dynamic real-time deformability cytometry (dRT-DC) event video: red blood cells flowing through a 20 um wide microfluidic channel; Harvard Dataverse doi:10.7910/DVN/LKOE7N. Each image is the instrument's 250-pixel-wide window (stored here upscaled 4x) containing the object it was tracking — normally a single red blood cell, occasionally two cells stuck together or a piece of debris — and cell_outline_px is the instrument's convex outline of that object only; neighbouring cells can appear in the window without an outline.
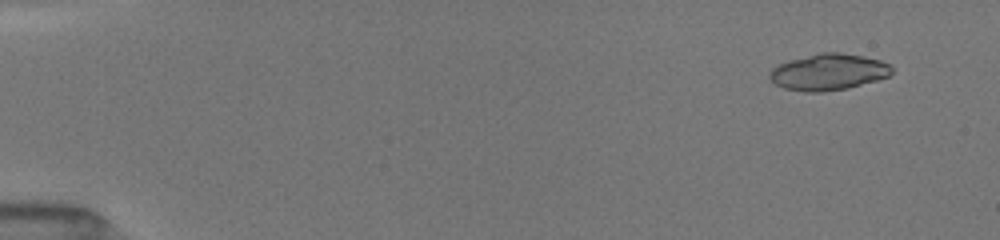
{"species": "common noctule bat (a hibernating species)", "species_latin": "Nyctalus noctula", "temperature_condition": "room temperature", "stored_images_in_passage": 6, "camera_frame_rate_fps": 3000, "um_per_image_px": 0.085, "animal": {"sex": "female", "body_mass_g": 19.5, "forearm_length_mm": 54.1}, "frame": {"image": 1, "passage_image": 2, "time_ms": 1.0, "image_size_px": [1000, 240], "cell_outline_px": [[892, 72], [888, 76], [876, 80], [848, 88], [820, 92], [804, 92], [784, 88], [776, 84], [768, 76], [772, 68], [788, 60], [820, 52], [840, 52], [880, 60], [888, 64], [892, 68]], "centroid_in_image_um": [70.39, 6.12], "position_along_channel_um": 14.6, "area_um2": 25.72}}
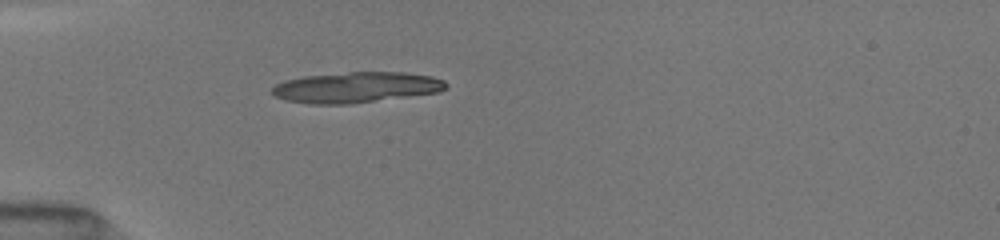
{"frame": {"image": 2, "passage_image": 6, "time_ms": 5.0, "image_size_px": [1000, 240], "cell_outline_px": [[448, 88], [440, 92], [352, 104], [308, 104], [284, 100], [276, 96], [272, 92], [272, 88], [276, 84], [284, 80], [304, 76], [348, 72], [404, 72], [432, 76], [444, 80], [448, 84]], "centroid_in_image_um": [30.3, 7.43], "position_along_channel_um": 54.7, "area_um2": 31.39}}